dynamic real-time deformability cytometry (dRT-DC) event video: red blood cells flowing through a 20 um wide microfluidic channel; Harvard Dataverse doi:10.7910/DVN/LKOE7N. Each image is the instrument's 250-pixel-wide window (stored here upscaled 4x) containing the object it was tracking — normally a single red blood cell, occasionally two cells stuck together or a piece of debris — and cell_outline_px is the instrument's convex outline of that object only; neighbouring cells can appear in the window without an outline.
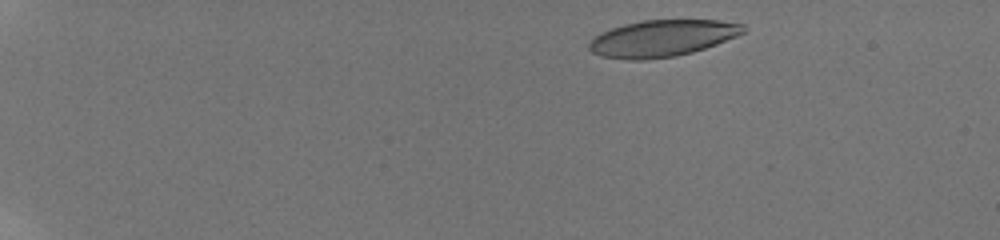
{"species": "human", "species_latin": "Homo sapiens", "temperature_condition": "room temperature", "stored_images_in_passage": 41, "camera_frame_rate_fps": 3000, "um_per_image_px": 0.085, "donor": {"sex": "male"}, "frame": {"image": 1, "passage_image": 4, "time_ms": 1.0, "image_size_px": [1000, 240], "cell_outline_px": [[744, 32], [736, 36], [716, 44], [692, 52], [676, 56], [644, 60], [628, 60], [600, 56], [592, 52], [588, 48], [588, 40], [600, 32], [624, 24], [640, 20], [720, 20], [744, 24]], "centroid_in_image_um": [56.23, 3.25], "position_along_channel_um": 28.8, "area_um2": 33.06}}
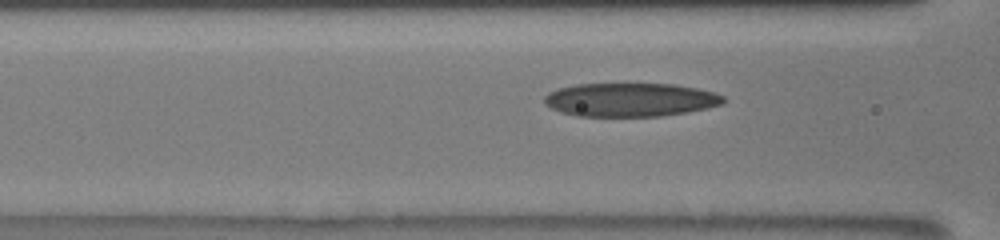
{"frame": {"image": 2, "passage_image": 21, "time_ms": 6.667, "image_size_px": [1000, 240], "cell_outline_px": [[724, 104], [708, 108], [688, 112], [660, 116], [576, 116], [560, 112], [544, 104], [544, 96], [548, 92], [560, 88], [576, 84], [672, 84], [696, 88], [712, 92], [724, 96]], "centroid_in_image_um": [53.56, 8.48], "position_along_channel_um": 113.0, "area_um2": 35.08}}
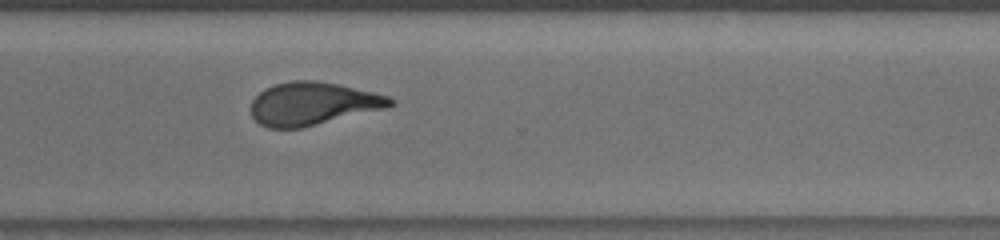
{"frame": {"image": 3, "passage_image": 36, "time_ms": 12.667, "image_size_px": [1000, 240], "cell_outline_px": [[396, 100], [392, 104], [384, 108], [300, 128], [268, 128], [260, 124], [252, 116], [252, 100], [264, 88], [276, 84], [292, 80], [316, 80], [336, 84], [372, 92], [388, 96]], "centroid_in_image_um": [26.54, 8.8], "position_along_channel_um": 344.1, "area_um2": 34.28}, "authors_computed_cell_mechanics": {"area_um2": 34.68, "velocity_mm_per_s": 3.8592, "shape_relaxation_time_tau1_ms": 5.8073, "shape_relaxation_time_tau2_ms": 1.6781, "deformation_change_tau1": 0.2081, "deformation_change_tau2": 0.0955}}